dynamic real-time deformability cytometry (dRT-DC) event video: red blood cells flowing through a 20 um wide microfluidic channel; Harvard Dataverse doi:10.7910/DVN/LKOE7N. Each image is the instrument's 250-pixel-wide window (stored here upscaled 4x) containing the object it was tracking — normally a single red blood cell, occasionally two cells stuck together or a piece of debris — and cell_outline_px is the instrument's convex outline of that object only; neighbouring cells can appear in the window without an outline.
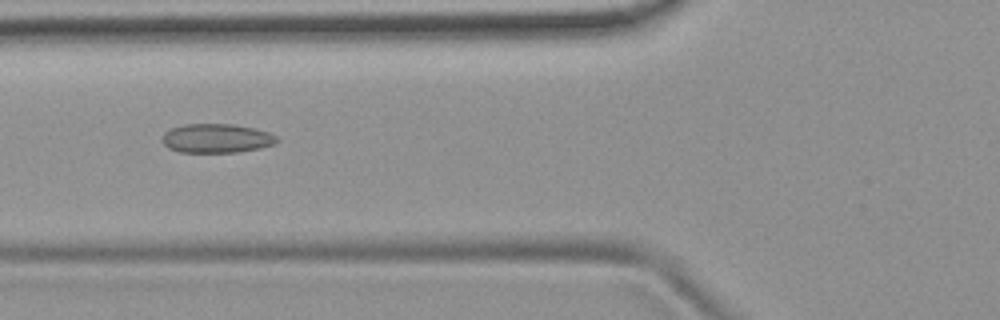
{"species": "common noctule bat (a hibernating species)", "species_latin": "Nyctalus noctula", "temperature_condition": "room temperature", "stored_images_in_passage": 4, "camera_frame_rate_fps": 3000, "um_per_image_px": 0.085, "animal": {"sex": "female", "body_mass_g": 19.9}, "frame": {"image": 1, "passage_image": 2, "time_ms": 1.0, "image_size_px": [1000, 320], "cell_outline_px": [[280, 140], [276, 144], [260, 148], [236, 152], [180, 152], [168, 148], [160, 140], [164, 132], [172, 128], [184, 124], [232, 124], [256, 128], [268, 132], [276, 136]], "centroid_in_image_um": [18.41, 11.75], "position_along_channel_um": 107.4, "area_um2": 19.59}}
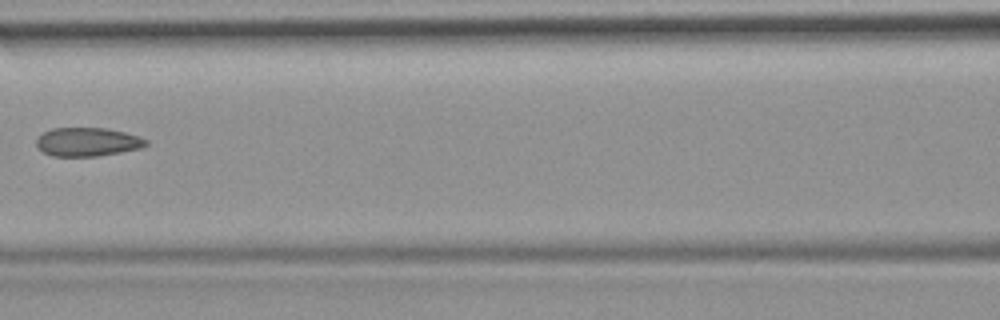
{"frame": {"image": 2, "passage_image": 3, "time_ms": 2.333, "image_size_px": [1000, 320], "cell_outline_px": [[148, 144], [144, 148], [96, 156], [52, 156], [44, 152], [36, 144], [36, 140], [44, 132], [52, 128], [108, 128], [140, 136], [148, 140]], "centroid_in_image_um": [7.49, 12.06], "position_along_channel_um": 159.1, "area_um2": 18.32}}
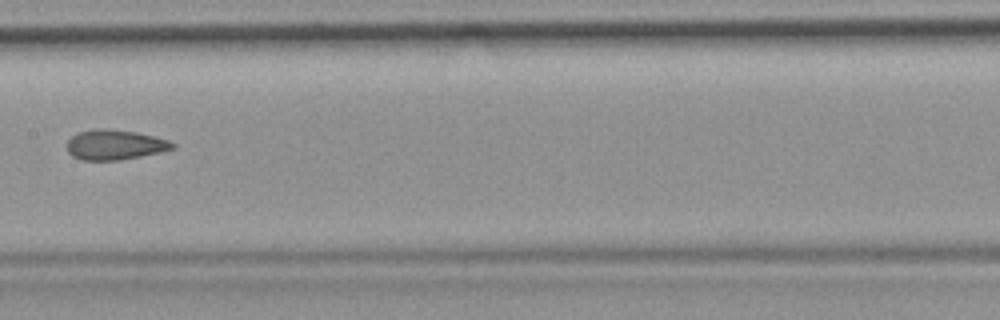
{"frame": {"image": 3, "passage_image": 4, "time_ms": 3.333, "image_size_px": [1000, 320], "cell_outline_px": [[176, 148], [160, 152], [120, 160], [80, 160], [72, 156], [68, 152], [68, 140], [76, 132], [96, 128], [104, 128], [136, 132], [168, 140], [176, 144]], "centroid_in_image_um": [9.75, 12.3], "position_along_channel_um": 197.7, "area_um2": 18.5}}